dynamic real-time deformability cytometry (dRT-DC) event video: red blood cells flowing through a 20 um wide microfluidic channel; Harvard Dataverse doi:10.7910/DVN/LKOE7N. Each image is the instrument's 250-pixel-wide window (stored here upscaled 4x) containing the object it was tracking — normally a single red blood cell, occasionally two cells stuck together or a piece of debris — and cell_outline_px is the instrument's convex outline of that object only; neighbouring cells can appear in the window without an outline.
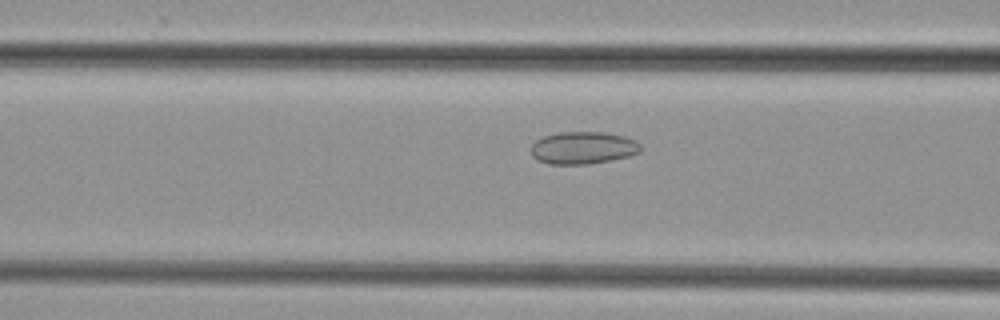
{"species": "common noctule bat (a hibernating species)", "species_latin": "Nyctalus noctula", "temperature_condition": "cold", "stored_images_in_passage": 50, "camera_frame_rate_fps": 3000, "um_per_image_px": 0.085, "animal": {"sex": "female", "body_mass_g": 29.2, "forearm_length_mm": 56.3}, "frame": {"image": 1, "passage_image": 20, "time_ms": 6.333, "image_size_px": [1000, 320], "cell_outline_px": [[644, 148], [640, 152], [628, 156], [612, 160], [588, 164], [548, 164], [536, 160], [532, 156], [532, 144], [536, 140], [544, 136], [560, 132], [604, 132], [624, 136], [636, 140]], "centroid_in_image_um": [49.58, 12.57], "position_along_channel_um": 117.0, "area_um2": 20.87}}
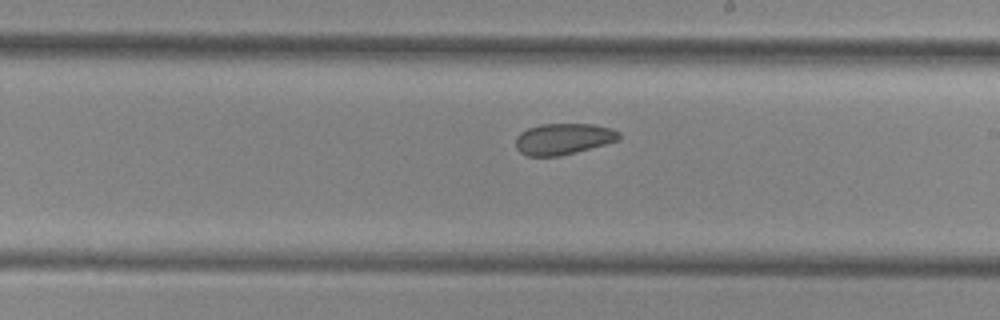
{"frame": {"image": 2, "passage_image": 29, "time_ms": 9.333, "image_size_px": [1000, 320], "cell_outline_px": [[620, 140], [576, 152], [560, 156], [528, 156], [520, 152], [516, 148], [516, 136], [520, 132], [528, 128], [540, 124], [592, 124], [612, 128], [620, 132]], "centroid_in_image_um": [47.89, 11.8], "position_along_channel_um": 241.1, "area_um2": 18.9}}
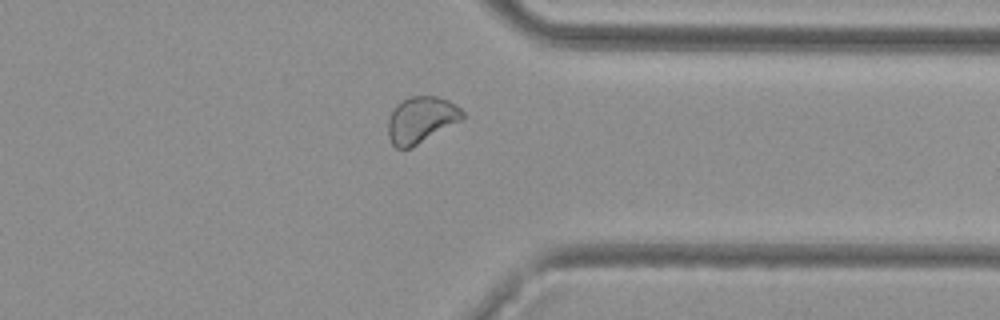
{"frame": {"image": 3, "passage_image": 39, "time_ms": 12.667, "image_size_px": [1000, 320], "cell_outline_px": [[464, 120], [412, 148], [396, 148], [392, 144], [388, 136], [388, 120], [396, 104], [400, 100], [412, 96], [436, 96], [448, 100], [460, 108], [464, 112]], "centroid_in_image_um": [35.81, 10.19], "position_along_channel_um": 375.6, "area_um2": 20.46}}